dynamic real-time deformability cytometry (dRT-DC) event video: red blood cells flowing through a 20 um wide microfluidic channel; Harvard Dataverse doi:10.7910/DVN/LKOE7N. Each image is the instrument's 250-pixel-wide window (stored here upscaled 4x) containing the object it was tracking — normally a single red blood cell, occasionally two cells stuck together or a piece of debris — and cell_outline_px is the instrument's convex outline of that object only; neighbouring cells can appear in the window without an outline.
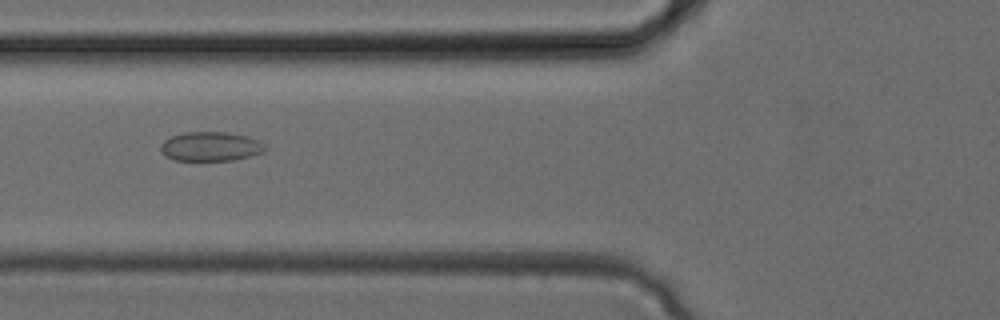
{"species": "common noctule bat (a hibernating species)", "species_latin": "Nyctalus noctula", "temperature_condition": "cold", "stored_images_in_passage": 26, "camera_frame_rate_fps": 3000, "um_per_image_px": 0.085, "animal": {"sex": "female", "body_mass_g": 24.6, "forearm_length_mm": 56.2}, "frame": {"image": 1, "passage_image": 5, "time_ms": 1.333, "image_size_px": [1000, 320], "cell_outline_px": [[264, 152], [252, 156], [232, 160], [172, 160], [164, 156], [160, 152], [160, 144], [164, 140], [172, 136], [184, 132], [224, 132], [248, 136], [260, 140], [264, 144]], "centroid_in_image_um": [17.88, 12.45], "position_along_channel_um": 107.9, "area_um2": 17.98}}
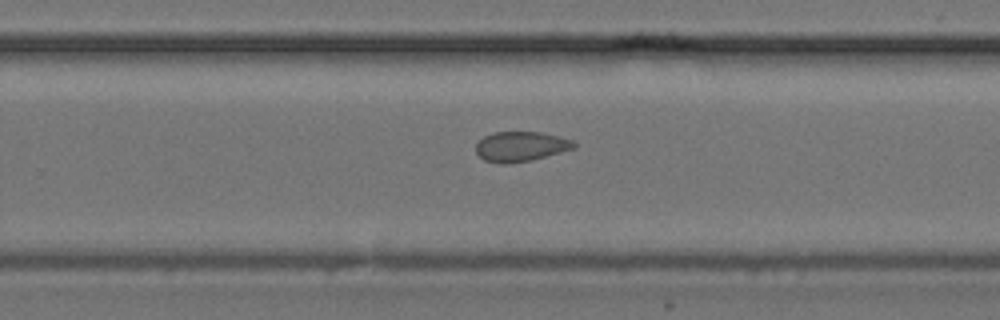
{"frame": {"image": 2, "passage_image": 14, "time_ms": 4.333, "image_size_px": [1000, 320], "cell_outline_px": [[576, 148], [532, 160], [508, 164], [500, 164], [484, 160], [476, 152], [476, 144], [484, 136], [496, 132], [540, 132], [572, 140], [576, 144]], "centroid_in_image_um": [44.26, 12.46], "position_along_channel_um": 285.5, "area_um2": 17.05}}
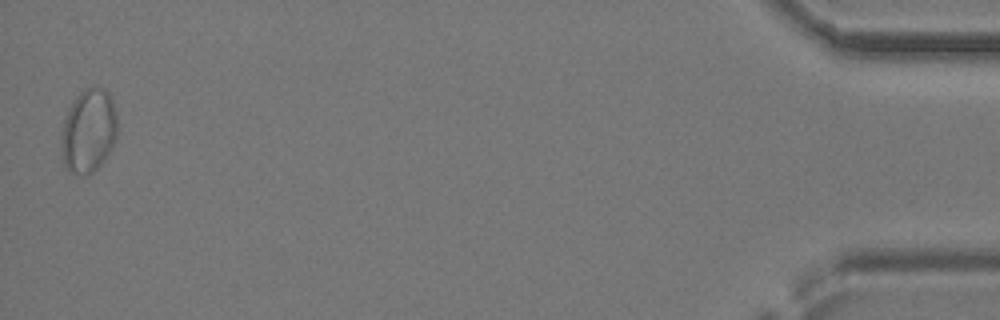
{"frame": {"image": 3, "passage_image": 26, "time_ms": 8.333, "image_size_px": [1000, 320], "cell_outline_px": [[116, 140], [104, 160], [92, 172], [84, 176], [68, 172], [64, 168], [60, 144], [60, 132], [68, 108], [76, 96], [84, 88], [104, 88], [108, 92], [112, 100], [116, 116]], "centroid_in_image_um": [7.48, 11.15], "position_along_channel_um": 427.7, "area_um2": 27.63}}